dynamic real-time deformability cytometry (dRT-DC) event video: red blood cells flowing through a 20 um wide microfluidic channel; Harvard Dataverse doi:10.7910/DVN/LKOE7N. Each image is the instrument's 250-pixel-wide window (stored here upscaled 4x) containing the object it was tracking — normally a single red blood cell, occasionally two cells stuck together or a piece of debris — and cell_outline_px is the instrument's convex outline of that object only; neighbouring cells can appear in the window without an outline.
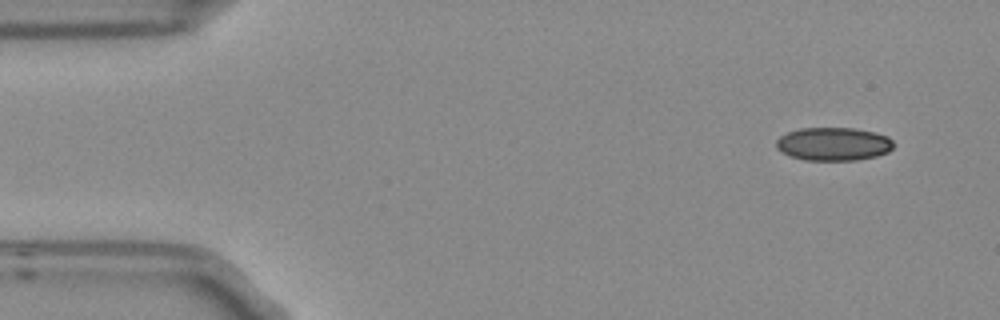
{"species": "Egyptian fruit bat (a non-hibernating species)", "species_latin": "Rousettus aegyptiacus", "temperature_condition": "room temperature", "stored_images_in_passage": 5, "camera_frame_rate_fps": 3000, "um_per_image_px": 0.085, "frame": {"image": 1, "passage_image": 1, "time_ms": 0.0, "image_size_px": [1000, 320], "cell_outline_px": [[892, 148], [888, 152], [876, 156], [856, 160], [804, 160], [788, 156], [780, 152], [776, 148], [776, 140], [780, 136], [788, 132], [800, 128], [852, 128], [876, 132], [888, 136], [892, 140]], "centroid_in_image_um": [70.81, 12.24], "position_along_channel_um": 14.2, "area_um2": 22.89}}
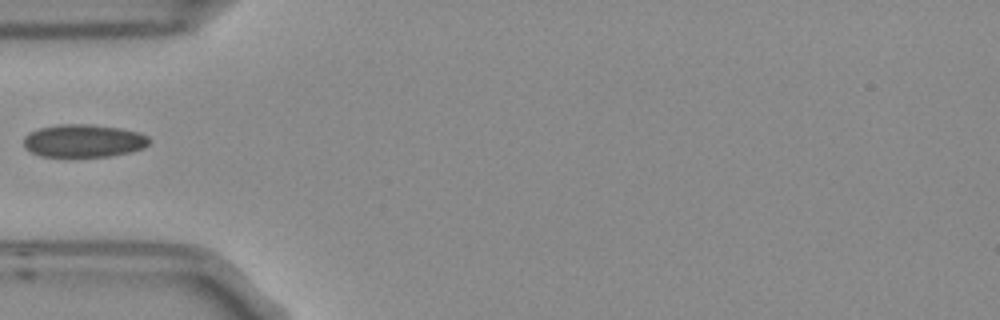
{"frame": {"image": 2, "passage_image": 4, "time_ms": 1.0, "image_size_px": [1000, 320], "cell_outline_px": [[148, 144], [144, 148], [112, 156], [64, 160], [40, 156], [32, 152], [24, 144], [24, 136], [40, 128], [56, 124], [92, 124], [120, 128], [140, 132], [148, 136]], "centroid_in_image_um": [7.09, 12.01], "position_along_channel_um": 77.9, "area_um2": 24.91}}